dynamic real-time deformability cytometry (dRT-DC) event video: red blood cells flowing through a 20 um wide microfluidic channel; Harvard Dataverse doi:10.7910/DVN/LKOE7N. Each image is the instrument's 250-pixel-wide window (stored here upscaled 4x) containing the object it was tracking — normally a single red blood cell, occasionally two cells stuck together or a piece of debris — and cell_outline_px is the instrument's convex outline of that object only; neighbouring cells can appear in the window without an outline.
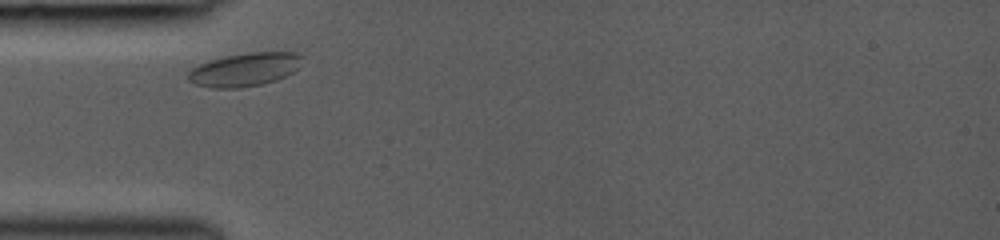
{"species": "common noctule bat (a hibernating species)", "species_latin": "Nyctalus noctula", "temperature_condition": "room temperature", "stored_images_in_passage": 3, "camera_frame_rate_fps": 3000, "um_per_image_px": 0.085, "animal": {"sex": "female", "body_mass_g": 19.0, "forearm_length_mm": 53.3}, "frame": {"image": 1, "passage_image": 1, "time_ms": 0.0, "image_size_px": [1000, 240], "cell_outline_px": [[304, 56], [300, 68], [276, 80], [260, 84], [236, 88], [212, 88], [196, 84], [188, 80], [188, 72], [192, 68], [200, 64], [212, 60], [228, 56], [248, 52], [296, 52]], "centroid_in_image_um": [20.85, 5.9], "position_along_channel_um": 64.2, "area_um2": 22.08}}
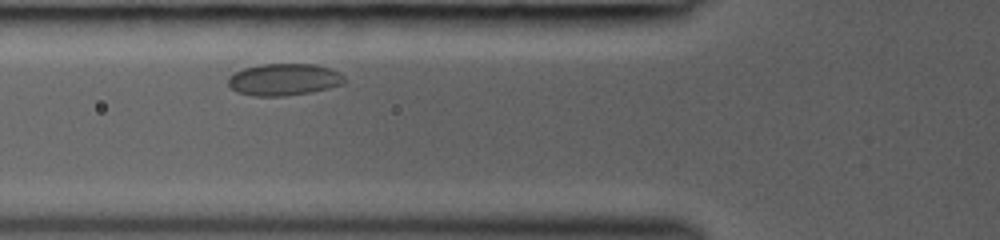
{"frame": {"image": 2, "passage_image": 2, "time_ms": 1.0, "image_size_px": [1000, 240], "cell_outline_px": [[344, 84], [312, 92], [284, 96], [252, 96], [236, 92], [228, 84], [228, 76], [244, 68], [260, 64], [316, 64], [340, 72], [344, 76]], "centroid_in_image_um": [24.13, 6.76], "position_along_channel_um": 101.7, "area_um2": 21.73}}
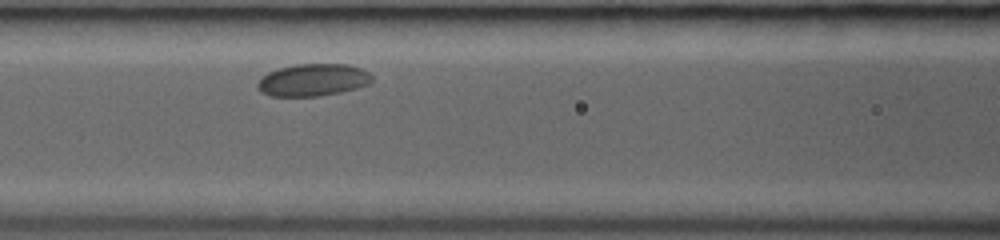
{"frame": {"image": 3, "passage_image": 3, "time_ms": 2.0, "image_size_px": [1000, 240], "cell_outline_px": [[372, 80], [368, 84], [356, 88], [340, 92], [320, 96], [272, 96], [260, 92], [256, 84], [268, 72], [280, 68], [296, 64], [348, 64], [360, 68], [368, 72], [372, 76]], "centroid_in_image_um": [26.6, 6.8], "position_along_channel_um": 140.0, "area_um2": 21.39}}